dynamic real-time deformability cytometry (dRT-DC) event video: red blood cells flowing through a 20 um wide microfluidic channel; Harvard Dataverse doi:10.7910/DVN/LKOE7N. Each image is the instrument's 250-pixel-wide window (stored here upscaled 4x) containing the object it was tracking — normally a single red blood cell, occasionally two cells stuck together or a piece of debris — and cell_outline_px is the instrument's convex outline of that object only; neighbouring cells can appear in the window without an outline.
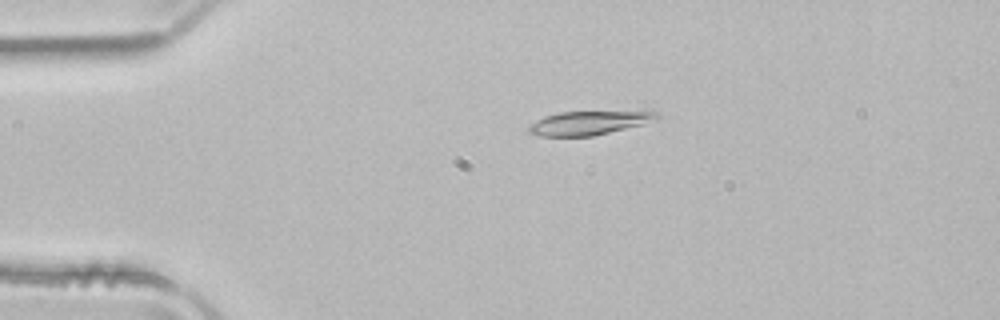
{"species": "common noctule bat (a hibernating species)", "species_latin": "Nyctalus noctula", "temperature_condition": "room temperature", "stored_images_in_passage": 44, "camera_frame_rate_fps": 3000, "um_per_image_px": 0.085, "animal": {"sex": "male", "body_mass_g": 21.5, "forearm_length_mm": 52.0}, "frame": {"image": 1, "passage_image": 4, "time_ms": 1.0, "image_size_px": [1000, 320], "cell_outline_px": [[660, 116], [656, 120], [644, 124], [592, 136], [540, 136], [528, 132], [528, 128], [536, 120], [544, 116], [560, 112], [656, 112]], "centroid_in_image_um": [50.02, 10.46], "position_along_channel_um": 35.0, "area_um2": 17.4}}
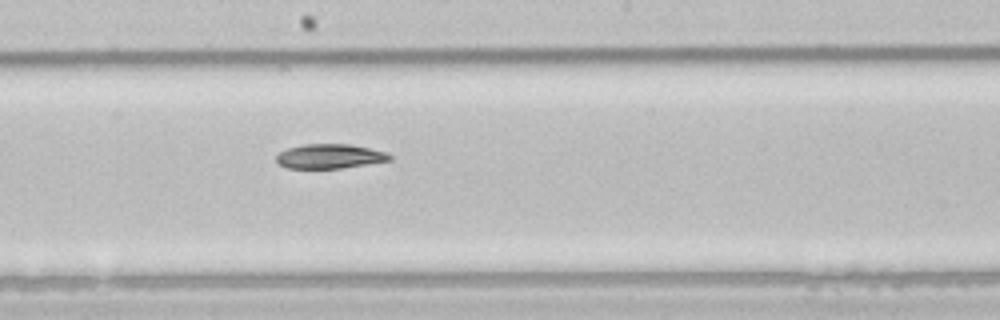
{"frame": {"image": 2, "passage_image": 21, "time_ms": 6.667, "image_size_px": [1000, 320], "cell_outline_px": [[392, 160], [340, 168], [288, 168], [280, 164], [276, 160], [276, 156], [280, 152], [288, 148], [304, 144], [348, 144], [388, 152], [392, 156]], "centroid_in_image_um": [28.04, 13.28], "position_along_channel_um": 220.2, "area_um2": 16.01}}
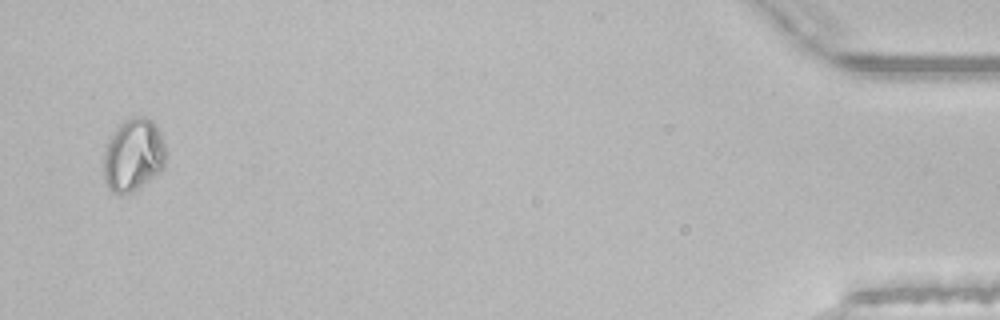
{"frame": {"image": 3, "passage_image": 43, "time_ms": 14.0, "image_size_px": [1000, 320], "cell_outline_px": [[164, 164], [160, 172], [136, 188], [128, 192], [112, 192], [108, 188], [104, 180], [104, 152], [108, 140], [116, 128], [128, 116], [144, 116], [152, 120], [164, 144]], "centroid_in_image_um": [11.3, 13.14], "position_along_channel_um": 423.9, "area_um2": 25.84}}